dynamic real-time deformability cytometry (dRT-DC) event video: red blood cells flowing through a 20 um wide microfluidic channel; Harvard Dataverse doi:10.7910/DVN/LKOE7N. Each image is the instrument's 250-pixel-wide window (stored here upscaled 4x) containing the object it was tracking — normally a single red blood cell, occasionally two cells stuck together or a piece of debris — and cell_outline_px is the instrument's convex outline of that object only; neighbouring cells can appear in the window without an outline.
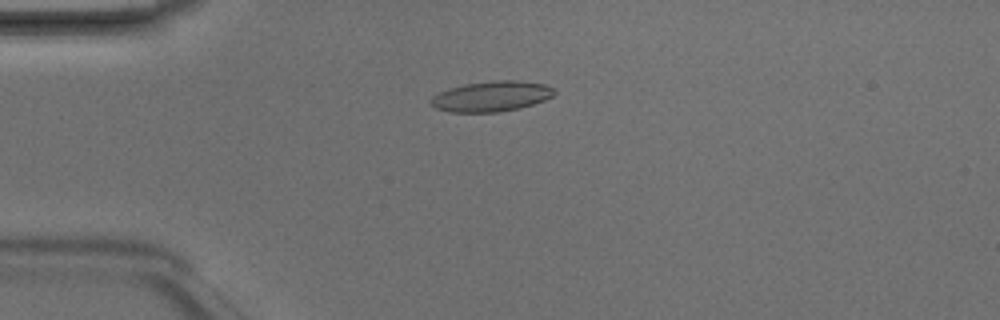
{"species": "Egyptian fruit bat (a non-hibernating species)", "species_latin": "Rousettus aegyptiacus", "temperature_condition": "room temperature", "stored_images_in_passage": 5, "camera_frame_rate_fps": 3000, "um_per_image_px": 0.085, "animal": {"sex": "male"}, "frame": {"image": 1, "passage_image": 4, "time_ms": 1.0, "image_size_px": [1000, 320], "cell_outline_px": [[556, 92], [552, 96], [544, 100], [520, 108], [500, 112], [448, 112], [436, 108], [428, 104], [428, 100], [432, 96], [448, 88], [464, 84], [500, 80], [516, 80], [544, 84], [552, 88]], "centroid_in_image_um": [41.71, 8.19], "position_along_channel_um": 43.3, "area_um2": 21.91}}
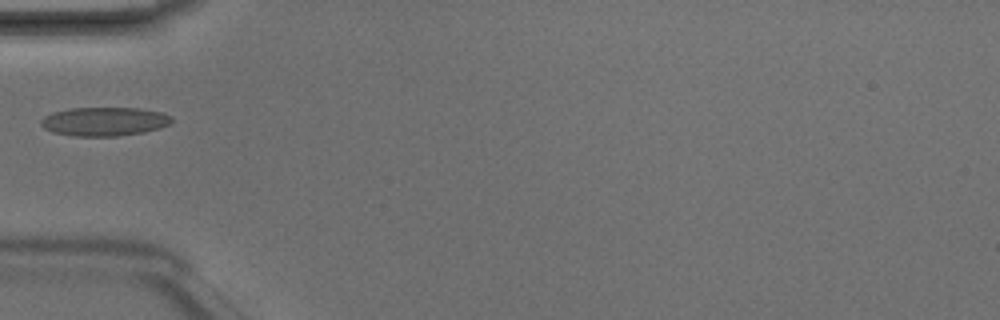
{"frame": {"image": 2, "passage_image": 5, "time_ms": 1.333, "image_size_px": [1000, 320], "cell_outline_px": [[172, 120], [168, 124], [160, 128], [144, 132], [116, 136], [72, 136], [52, 132], [44, 128], [40, 124], [40, 120], [44, 116], [52, 112], [68, 108], [140, 108], [160, 112], [172, 116]], "centroid_in_image_um": [8.83, 10.32], "position_along_channel_um": 76.2, "area_um2": 22.02}}